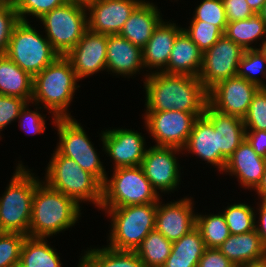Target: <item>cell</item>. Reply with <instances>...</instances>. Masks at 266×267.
Here are the masks:
<instances>
[{"mask_svg": "<svg viewBox=\"0 0 266 267\" xmlns=\"http://www.w3.org/2000/svg\"><path fill=\"white\" fill-rule=\"evenodd\" d=\"M38 24L19 21L10 37L5 55L32 77L60 55L53 49Z\"/></svg>", "mask_w": 266, "mask_h": 267, "instance_id": "obj_8", "label": "cell"}, {"mask_svg": "<svg viewBox=\"0 0 266 267\" xmlns=\"http://www.w3.org/2000/svg\"><path fill=\"white\" fill-rule=\"evenodd\" d=\"M143 0H89L88 29L104 35L119 34L134 9Z\"/></svg>", "mask_w": 266, "mask_h": 267, "instance_id": "obj_18", "label": "cell"}, {"mask_svg": "<svg viewBox=\"0 0 266 267\" xmlns=\"http://www.w3.org/2000/svg\"><path fill=\"white\" fill-rule=\"evenodd\" d=\"M23 162H15L6 190L0 194V224L6 232L28 236L33 195L42 178Z\"/></svg>", "mask_w": 266, "mask_h": 267, "instance_id": "obj_5", "label": "cell"}, {"mask_svg": "<svg viewBox=\"0 0 266 267\" xmlns=\"http://www.w3.org/2000/svg\"><path fill=\"white\" fill-rule=\"evenodd\" d=\"M190 21H205L218 26L223 32H225L227 19L225 8L222 0H200L196 4Z\"/></svg>", "mask_w": 266, "mask_h": 267, "instance_id": "obj_38", "label": "cell"}, {"mask_svg": "<svg viewBox=\"0 0 266 267\" xmlns=\"http://www.w3.org/2000/svg\"><path fill=\"white\" fill-rule=\"evenodd\" d=\"M83 125L76 118H57L53 124L58 136L55 149L61 155L73 159L103 184L109 171H106L105 160L100 157V151L97 152L98 148Z\"/></svg>", "mask_w": 266, "mask_h": 267, "instance_id": "obj_10", "label": "cell"}, {"mask_svg": "<svg viewBox=\"0 0 266 267\" xmlns=\"http://www.w3.org/2000/svg\"><path fill=\"white\" fill-rule=\"evenodd\" d=\"M217 249L235 266L266 258V246L256 230L231 234Z\"/></svg>", "mask_w": 266, "mask_h": 267, "instance_id": "obj_26", "label": "cell"}, {"mask_svg": "<svg viewBox=\"0 0 266 267\" xmlns=\"http://www.w3.org/2000/svg\"><path fill=\"white\" fill-rule=\"evenodd\" d=\"M0 95L16 96L31 102L33 77L6 55H0Z\"/></svg>", "mask_w": 266, "mask_h": 267, "instance_id": "obj_29", "label": "cell"}, {"mask_svg": "<svg viewBox=\"0 0 266 267\" xmlns=\"http://www.w3.org/2000/svg\"><path fill=\"white\" fill-rule=\"evenodd\" d=\"M181 156V157H180ZM182 149L176 147L149 145L141 167L146 178L160 197H170L180 190L184 166L181 165ZM183 171V172H181ZM183 173V174H182Z\"/></svg>", "mask_w": 266, "mask_h": 267, "instance_id": "obj_11", "label": "cell"}, {"mask_svg": "<svg viewBox=\"0 0 266 267\" xmlns=\"http://www.w3.org/2000/svg\"><path fill=\"white\" fill-rule=\"evenodd\" d=\"M220 210L225 217L230 234H244L255 230V205L250 202L227 203ZM249 203V204H248Z\"/></svg>", "mask_w": 266, "mask_h": 267, "instance_id": "obj_34", "label": "cell"}, {"mask_svg": "<svg viewBox=\"0 0 266 267\" xmlns=\"http://www.w3.org/2000/svg\"><path fill=\"white\" fill-rule=\"evenodd\" d=\"M182 151L185 157L198 158L196 160L199 163L204 161L210 169L216 168L217 170L214 171H217L220 176L218 131H215L213 124L204 115L195 120L187 144Z\"/></svg>", "mask_w": 266, "mask_h": 267, "instance_id": "obj_23", "label": "cell"}, {"mask_svg": "<svg viewBox=\"0 0 266 267\" xmlns=\"http://www.w3.org/2000/svg\"><path fill=\"white\" fill-rule=\"evenodd\" d=\"M157 5L152 0H143L131 13L119 35L143 49L154 29L164 19L162 8Z\"/></svg>", "mask_w": 266, "mask_h": 267, "instance_id": "obj_24", "label": "cell"}, {"mask_svg": "<svg viewBox=\"0 0 266 267\" xmlns=\"http://www.w3.org/2000/svg\"><path fill=\"white\" fill-rule=\"evenodd\" d=\"M183 30L203 52L210 49L223 35L224 32L213 24L205 21H187ZM189 23V24H188ZM188 25V26H187Z\"/></svg>", "mask_w": 266, "mask_h": 267, "instance_id": "obj_37", "label": "cell"}, {"mask_svg": "<svg viewBox=\"0 0 266 267\" xmlns=\"http://www.w3.org/2000/svg\"><path fill=\"white\" fill-rule=\"evenodd\" d=\"M255 193L254 198H265L266 199V169L262 176V180L259 186L253 191Z\"/></svg>", "mask_w": 266, "mask_h": 267, "instance_id": "obj_48", "label": "cell"}, {"mask_svg": "<svg viewBox=\"0 0 266 267\" xmlns=\"http://www.w3.org/2000/svg\"><path fill=\"white\" fill-rule=\"evenodd\" d=\"M106 54L107 35L88 29L66 57L71 62L77 78L82 82L93 75L106 74Z\"/></svg>", "mask_w": 266, "mask_h": 267, "instance_id": "obj_17", "label": "cell"}, {"mask_svg": "<svg viewBox=\"0 0 266 267\" xmlns=\"http://www.w3.org/2000/svg\"><path fill=\"white\" fill-rule=\"evenodd\" d=\"M27 101L16 96L0 95V138H4L3 131L16 123L21 109ZM3 136V137H2Z\"/></svg>", "mask_w": 266, "mask_h": 267, "instance_id": "obj_42", "label": "cell"}, {"mask_svg": "<svg viewBox=\"0 0 266 267\" xmlns=\"http://www.w3.org/2000/svg\"><path fill=\"white\" fill-rule=\"evenodd\" d=\"M82 210L86 208L41 180L33 195L28 236L54 238L64 234L81 222Z\"/></svg>", "mask_w": 266, "mask_h": 267, "instance_id": "obj_2", "label": "cell"}, {"mask_svg": "<svg viewBox=\"0 0 266 267\" xmlns=\"http://www.w3.org/2000/svg\"><path fill=\"white\" fill-rule=\"evenodd\" d=\"M79 82L69 59L59 56L33 77L31 102L51 112L56 118H75L69 107L76 102L75 95L81 87Z\"/></svg>", "mask_w": 266, "mask_h": 267, "instance_id": "obj_3", "label": "cell"}, {"mask_svg": "<svg viewBox=\"0 0 266 267\" xmlns=\"http://www.w3.org/2000/svg\"><path fill=\"white\" fill-rule=\"evenodd\" d=\"M206 249L197 227L172 243L171 253L162 267H197Z\"/></svg>", "mask_w": 266, "mask_h": 267, "instance_id": "obj_31", "label": "cell"}, {"mask_svg": "<svg viewBox=\"0 0 266 267\" xmlns=\"http://www.w3.org/2000/svg\"><path fill=\"white\" fill-rule=\"evenodd\" d=\"M255 204V230L261 237L262 243L266 246V199L253 198ZM257 202H256V201Z\"/></svg>", "mask_w": 266, "mask_h": 267, "instance_id": "obj_46", "label": "cell"}, {"mask_svg": "<svg viewBox=\"0 0 266 267\" xmlns=\"http://www.w3.org/2000/svg\"><path fill=\"white\" fill-rule=\"evenodd\" d=\"M158 202L120 208H99L109 220L106 245L116 250L135 251L155 229Z\"/></svg>", "mask_w": 266, "mask_h": 267, "instance_id": "obj_6", "label": "cell"}, {"mask_svg": "<svg viewBox=\"0 0 266 267\" xmlns=\"http://www.w3.org/2000/svg\"><path fill=\"white\" fill-rule=\"evenodd\" d=\"M244 49L223 35L210 49L203 52L198 75L208 91L218 82L235 77Z\"/></svg>", "mask_w": 266, "mask_h": 267, "instance_id": "obj_14", "label": "cell"}, {"mask_svg": "<svg viewBox=\"0 0 266 267\" xmlns=\"http://www.w3.org/2000/svg\"><path fill=\"white\" fill-rule=\"evenodd\" d=\"M246 2L248 3L249 7L254 11V13L257 14L261 10L266 0H246Z\"/></svg>", "mask_w": 266, "mask_h": 267, "instance_id": "obj_49", "label": "cell"}, {"mask_svg": "<svg viewBox=\"0 0 266 267\" xmlns=\"http://www.w3.org/2000/svg\"><path fill=\"white\" fill-rule=\"evenodd\" d=\"M237 267H266V258L255 262L244 263Z\"/></svg>", "mask_w": 266, "mask_h": 267, "instance_id": "obj_50", "label": "cell"}, {"mask_svg": "<svg viewBox=\"0 0 266 267\" xmlns=\"http://www.w3.org/2000/svg\"><path fill=\"white\" fill-rule=\"evenodd\" d=\"M245 139L259 156L266 158V131H245Z\"/></svg>", "mask_w": 266, "mask_h": 267, "instance_id": "obj_47", "label": "cell"}, {"mask_svg": "<svg viewBox=\"0 0 266 267\" xmlns=\"http://www.w3.org/2000/svg\"><path fill=\"white\" fill-rule=\"evenodd\" d=\"M41 175L49 187L72 198L83 209V204L99 208L102 201V183L92 174L83 170L73 159L61 155L56 149L50 155Z\"/></svg>", "mask_w": 266, "mask_h": 267, "instance_id": "obj_4", "label": "cell"}, {"mask_svg": "<svg viewBox=\"0 0 266 267\" xmlns=\"http://www.w3.org/2000/svg\"><path fill=\"white\" fill-rule=\"evenodd\" d=\"M31 107H33V109H31ZM45 112L47 113L45 114ZM48 114L49 116H47ZM49 118H51L52 121L50 123L53 125L57 118L51 112L42 108L38 104L27 102L21 109L16 122L18 123V128L25 132L26 136H37L39 134L42 135L46 133V128L48 125L47 121L50 120ZM46 119L48 120L46 121Z\"/></svg>", "mask_w": 266, "mask_h": 267, "instance_id": "obj_36", "label": "cell"}, {"mask_svg": "<svg viewBox=\"0 0 266 267\" xmlns=\"http://www.w3.org/2000/svg\"><path fill=\"white\" fill-rule=\"evenodd\" d=\"M197 267H237L217 248H206Z\"/></svg>", "mask_w": 266, "mask_h": 267, "instance_id": "obj_45", "label": "cell"}, {"mask_svg": "<svg viewBox=\"0 0 266 267\" xmlns=\"http://www.w3.org/2000/svg\"><path fill=\"white\" fill-rule=\"evenodd\" d=\"M19 21L14 4L0 3V55H5L12 31Z\"/></svg>", "mask_w": 266, "mask_h": 267, "instance_id": "obj_43", "label": "cell"}, {"mask_svg": "<svg viewBox=\"0 0 266 267\" xmlns=\"http://www.w3.org/2000/svg\"><path fill=\"white\" fill-rule=\"evenodd\" d=\"M18 0H0V3H11L15 4Z\"/></svg>", "mask_w": 266, "mask_h": 267, "instance_id": "obj_52", "label": "cell"}, {"mask_svg": "<svg viewBox=\"0 0 266 267\" xmlns=\"http://www.w3.org/2000/svg\"><path fill=\"white\" fill-rule=\"evenodd\" d=\"M69 0H18L14 6L19 20L35 22L44 14L64 5ZM31 18L34 20L31 21Z\"/></svg>", "mask_w": 266, "mask_h": 267, "instance_id": "obj_39", "label": "cell"}, {"mask_svg": "<svg viewBox=\"0 0 266 267\" xmlns=\"http://www.w3.org/2000/svg\"><path fill=\"white\" fill-rule=\"evenodd\" d=\"M142 85L143 112L204 113L208 103V91L199 77L156 72L150 73Z\"/></svg>", "mask_w": 266, "mask_h": 267, "instance_id": "obj_1", "label": "cell"}, {"mask_svg": "<svg viewBox=\"0 0 266 267\" xmlns=\"http://www.w3.org/2000/svg\"><path fill=\"white\" fill-rule=\"evenodd\" d=\"M6 233V231L3 229L2 225L0 224V238Z\"/></svg>", "mask_w": 266, "mask_h": 267, "instance_id": "obj_53", "label": "cell"}, {"mask_svg": "<svg viewBox=\"0 0 266 267\" xmlns=\"http://www.w3.org/2000/svg\"><path fill=\"white\" fill-rule=\"evenodd\" d=\"M178 1H179V0H174V1H173V0H170V2H173V3H174V2L178 3ZM179 2H181V0H180Z\"/></svg>", "mask_w": 266, "mask_h": 267, "instance_id": "obj_55", "label": "cell"}, {"mask_svg": "<svg viewBox=\"0 0 266 267\" xmlns=\"http://www.w3.org/2000/svg\"><path fill=\"white\" fill-rule=\"evenodd\" d=\"M236 76L266 88V47L244 50Z\"/></svg>", "mask_w": 266, "mask_h": 267, "instance_id": "obj_35", "label": "cell"}, {"mask_svg": "<svg viewBox=\"0 0 266 267\" xmlns=\"http://www.w3.org/2000/svg\"><path fill=\"white\" fill-rule=\"evenodd\" d=\"M103 129L95 137L99 136L102 155L104 153L106 157H109V162L112 163L110 164V168L112 167L110 170L141 166L147 147L150 145L149 142H146L148 136L142 133V129L141 132L134 128L132 130L131 127L127 129L120 126Z\"/></svg>", "mask_w": 266, "mask_h": 267, "instance_id": "obj_13", "label": "cell"}, {"mask_svg": "<svg viewBox=\"0 0 266 267\" xmlns=\"http://www.w3.org/2000/svg\"><path fill=\"white\" fill-rule=\"evenodd\" d=\"M222 2L225 8L227 22L245 20L255 14L246 0H222Z\"/></svg>", "mask_w": 266, "mask_h": 267, "instance_id": "obj_44", "label": "cell"}, {"mask_svg": "<svg viewBox=\"0 0 266 267\" xmlns=\"http://www.w3.org/2000/svg\"><path fill=\"white\" fill-rule=\"evenodd\" d=\"M109 174L102 184L100 208L154 203L161 198L151 186L141 166L117 168L110 170Z\"/></svg>", "mask_w": 266, "mask_h": 267, "instance_id": "obj_9", "label": "cell"}, {"mask_svg": "<svg viewBox=\"0 0 266 267\" xmlns=\"http://www.w3.org/2000/svg\"><path fill=\"white\" fill-rule=\"evenodd\" d=\"M243 123L246 131H266V88L254 94Z\"/></svg>", "mask_w": 266, "mask_h": 267, "instance_id": "obj_40", "label": "cell"}, {"mask_svg": "<svg viewBox=\"0 0 266 267\" xmlns=\"http://www.w3.org/2000/svg\"><path fill=\"white\" fill-rule=\"evenodd\" d=\"M218 212V213H217ZM196 227L201 232L206 248H218L231 234L222 212H197Z\"/></svg>", "mask_w": 266, "mask_h": 267, "instance_id": "obj_32", "label": "cell"}, {"mask_svg": "<svg viewBox=\"0 0 266 267\" xmlns=\"http://www.w3.org/2000/svg\"><path fill=\"white\" fill-rule=\"evenodd\" d=\"M260 18L265 22L266 24V2L262 6L261 10L257 13Z\"/></svg>", "mask_w": 266, "mask_h": 267, "instance_id": "obj_51", "label": "cell"}, {"mask_svg": "<svg viewBox=\"0 0 266 267\" xmlns=\"http://www.w3.org/2000/svg\"><path fill=\"white\" fill-rule=\"evenodd\" d=\"M266 169V158L259 156L246 139L227 159L222 175L237 178L238 187L253 192L260 184Z\"/></svg>", "mask_w": 266, "mask_h": 267, "instance_id": "obj_20", "label": "cell"}, {"mask_svg": "<svg viewBox=\"0 0 266 267\" xmlns=\"http://www.w3.org/2000/svg\"><path fill=\"white\" fill-rule=\"evenodd\" d=\"M224 35L244 50L266 47V24L258 14L245 20L228 22Z\"/></svg>", "mask_w": 266, "mask_h": 267, "instance_id": "obj_28", "label": "cell"}, {"mask_svg": "<svg viewBox=\"0 0 266 267\" xmlns=\"http://www.w3.org/2000/svg\"><path fill=\"white\" fill-rule=\"evenodd\" d=\"M202 58V51L182 30L175 38L167 67L162 72L198 77L202 67Z\"/></svg>", "mask_w": 266, "mask_h": 267, "instance_id": "obj_25", "label": "cell"}, {"mask_svg": "<svg viewBox=\"0 0 266 267\" xmlns=\"http://www.w3.org/2000/svg\"><path fill=\"white\" fill-rule=\"evenodd\" d=\"M204 113L183 111L144 112L143 131L152 139L154 146L176 147L183 149L187 144L195 120Z\"/></svg>", "mask_w": 266, "mask_h": 267, "instance_id": "obj_12", "label": "cell"}, {"mask_svg": "<svg viewBox=\"0 0 266 267\" xmlns=\"http://www.w3.org/2000/svg\"><path fill=\"white\" fill-rule=\"evenodd\" d=\"M168 20L159 23L142 49L143 65L148 74L162 72L167 67L175 38L183 30L177 20Z\"/></svg>", "mask_w": 266, "mask_h": 267, "instance_id": "obj_21", "label": "cell"}, {"mask_svg": "<svg viewBox=\"0 0 266 267\" xmlns=\"http://www.w3.org/2000/svg\"><path fill=\"white\" fill-rule=\"evenodd\" d=\"M78 260L82 267H146L135 251L116 250L107 245L81 249Z\"/></svg>", "mask_w": 266, "mask_h": 267, "instance_id": "obj_27", "label": "cell"}, {"mask_svg": "<svg viewBox=\"0 0 266 267\" xmlns=\"http://www.w3.org/2000/svg\"><path fill=\"white\" fill-rule=\"evenodd\" d=\"M190 195L171 201L161 197L158 201L155 229L171 242L179 240L196 227L197 201Z\"/></svg>", "mask_w": 266, "mask_h": 267, "instance_id": "obj_15", "label": "cell"}, {"mask_svg": "<svg viewBox=\"0 0 266 267\" xmlns=\"http://www.w3.org/2000/svg\"><path fill=\"white\" fill-rule=\"evenodd\" d=\"M218 131L219 173L224 170L227 159L245 139L243 119L217 111L208 103L203 114Z\"/></svg>", "mask_w": 266, "mask_h": 267, "instance_id": "obj_22", "label": "cell"}, {"mask_svg": "<svg viewBox=\"0 0 266 267\" xmlns=\"http://www.w3.org/2000/svg\"><path fill=\"white\" fill-rule=\"evenodd\" d=\"M51 238L26 236L20 255L19 267H63L57 248Z\"/></svg>", "mask_w": 266, "mask_h": 267, "instance_id": "obj_30", "label": "cell"}, {"mask_svg": "<svg viewBox=\"0 0 266 267\" xmlns=\"http://www.w3.org/2000/svg\"><path fill=\"white\" fill-rule=\"evenodd\" d=\"M172 243L156 229L135 250L146 267H162L171 253Z\"/></svg>", "mask_w": 266, "mask_h": 267, "instance_id": "obj_33", "label": "cell"}, {"mask_svg": "<svg viewBox=\"0 0 266 267\" xmlns=\"http://www.w3.org/2000/svg\"><path fill=\"white\" fill-rule=\"evenodd\" d=\"M106 72L124 79L141 75L142 82L149 75L143 65L142 49L119 34L107 35Z\"/></svg>", "mask_w": 266, "mask_h": 267, "instance_id": "obj_19", "label": "cell"}, {"mask_svg": "<svg viewBox=\"0 0 266 267\" xmlns=\"http://www.w3.org/2000/svg\"><path fill=\"white\" fill-rule=\"evenodd\" d=\"M25 238L24 234L9 232L0 238V267H19Z\"/></svg>", "mask_w": 266, "mask_h": 267, "instance_id": "obj_41", "label": "cell"}, {"mask_svg": "<svg viewBox=\"0 0 266 267\" xmlns=\"http://www.w3.org/2000/svg\"><path fill=\"white\" fill-rule=\"evenodd\" d=\"M75 1H81V2L86 3V2L89 1V0H75Z\"/></svg>", "mask_w": 266, "mask_h": 267, "instance_id": "obj_54", "label": "cell"}, {"mask_svg": "<svg viewBox=\"0 0 266 267\" xmlns=\"http://www.w3.org/2000/svg\"><path fill=\"white\" fill-rule=\"evenodd\" d=\"M37 22L53 49L60 56H66L88 30L86 4L69 0L44 14Z\"/></svg>", "mask_w": 266, "mask_h": 267, "instance_id": "obj_7", "label": "cell"}, {"mask_svg": "<svg viewBox=\"0 0 266 267\" xmlns=\"http://www.w3.org/2000/svg\"><path fill=\"white\" fill-rule=\"evenodd\" d=\"M258 89L244 78L231 77L208 90V104L219 112L243 119Z\"/></svg>", "mask_w": 266, "mask_h": 267, "instance_id": "obj_16", "label": "cell"}]
</instances>
